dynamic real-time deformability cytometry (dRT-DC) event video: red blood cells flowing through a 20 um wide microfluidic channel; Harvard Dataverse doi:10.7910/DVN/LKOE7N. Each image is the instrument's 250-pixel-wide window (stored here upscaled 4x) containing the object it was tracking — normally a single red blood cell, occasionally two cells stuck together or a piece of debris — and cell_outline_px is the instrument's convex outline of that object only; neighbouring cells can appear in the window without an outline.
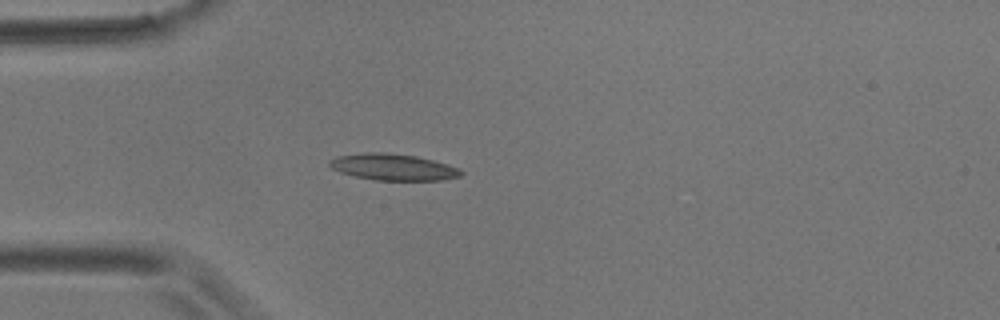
{"species": "common noctule bat (a hibernating species)", "species_latin": "Nyctalus noctula", "temperature_condition": "room temperature", "stored_images_in_passage": 2, "camera_frame_rate_fps": 3000, "um_per_image_px": 0.085, "animal": {"sex": "male", "body_mass_g": 17.9}, "frame": {"image": 1, "passage_image": 2, "time_ms": 1.333, "image_size_px": [1000, 320], "cell_outline_px": [[464, 172], [460, 176], [444, 180], [376, 180], [356, 176], [340, 172], [332, 168], [328, 164], [328, 160], [336, 156], [364, 152], [384, 152], [416, 156], [448, 164], [460, 168]], "centroid_in_image_um": [33.42, 14.19], "position_along_channel_um": 51.6, "area_um2": 20.35}}